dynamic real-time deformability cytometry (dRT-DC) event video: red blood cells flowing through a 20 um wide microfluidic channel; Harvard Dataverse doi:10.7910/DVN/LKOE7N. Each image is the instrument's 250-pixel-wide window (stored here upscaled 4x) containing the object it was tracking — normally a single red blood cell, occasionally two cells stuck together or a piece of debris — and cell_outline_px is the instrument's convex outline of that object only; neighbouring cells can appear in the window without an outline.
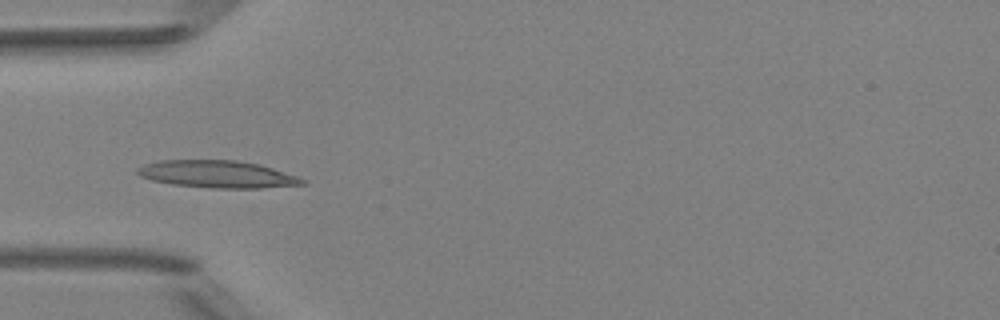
{"species": "Egyptian fruit bat (a non-hibernating species)", "species_latin": "Rousettus aegyptiacus", "temperature_condition": "room temperature", "stored_images_in_passage": 4, "camera_frame_rate_fps": 3000, "um_per_image_px": 0.085, "animal": {"sex": "female"}, "frame": {"image": 1, "passage_image": 3, "time_ms": 3.333, "image_size_px": [1000, 320], "cell_outline_px": [[308, 184], [260, 188], [212, 188], [172, 184], [152, 180], [140, 176], [136, 172], [136, 168], [144, 164], [160, 160], [236, 160], [260, 164], [308, 180]], "centroid_in_image_um": [18.48, 14.8], "position_along_channel_um": 66.5, "area_um2": 26.3}}
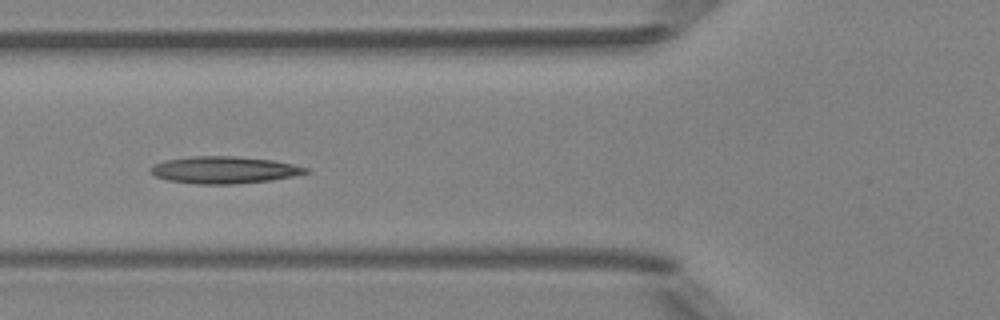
{"frame": {"image": 2, "passage_image": 4, "time_ms": 4.333, "image_size_px": [1000, 320], "cell_outline_px": [[308, 172], [292, 176], [272, 180], [236, 184], [196, 184], [168, 180], [156, 176], [148, 172], [148, 168], [164, 160], [192, 156], [236, 156], [272, 160], [292, 164], [308, 168]], "centroid_in_image_um": [19.01, 14.44], "position_along_channel_um": 106.8, "area_um2": 24.45}}